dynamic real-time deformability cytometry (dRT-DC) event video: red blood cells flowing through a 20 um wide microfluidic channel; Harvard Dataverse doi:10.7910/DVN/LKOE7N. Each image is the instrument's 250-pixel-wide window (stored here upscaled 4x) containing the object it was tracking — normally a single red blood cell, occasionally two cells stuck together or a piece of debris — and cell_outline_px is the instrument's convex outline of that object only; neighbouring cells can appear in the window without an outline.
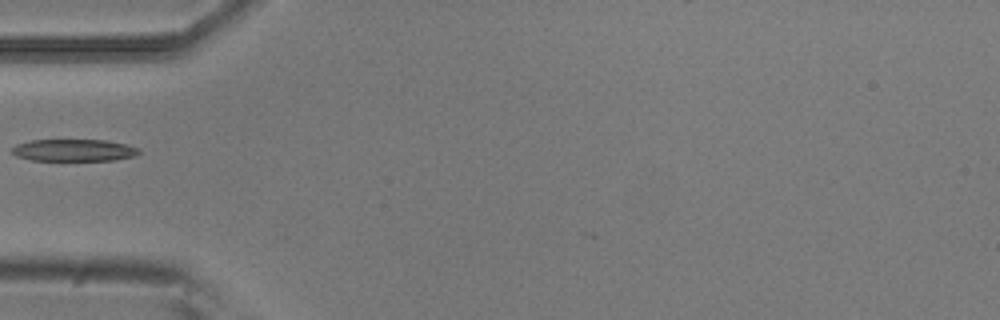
{"species": "common noctule bat (a hibernating species)", "species_latin": "Nyctalus noctula", "temperature_condition": "room temperature", "stored_images_in_passage": 3, "camera_frame_rate_fps": 3000, "um_per_image_px": 0.085, "animal": {"sex": "male", "body_mass_g": 20.5, "forearm_length_mm": 52.5}, "frame": {"image": 1, "passage_image": 2, "time_ms": 0.333, "image_size_px": [1000, 320], "cell_outline_px": [[140, 152], [132, 156], [116, 160], [32, 160], [16, 156], [12, 152], [12, 148], [16, 144], [32, 140], [104, 140], [124, 144], [136, 148]], "centroid_in_image_um": [6.23, 12.77], "position_along_channel_um": 78.8, "area_um2": 16.01}}
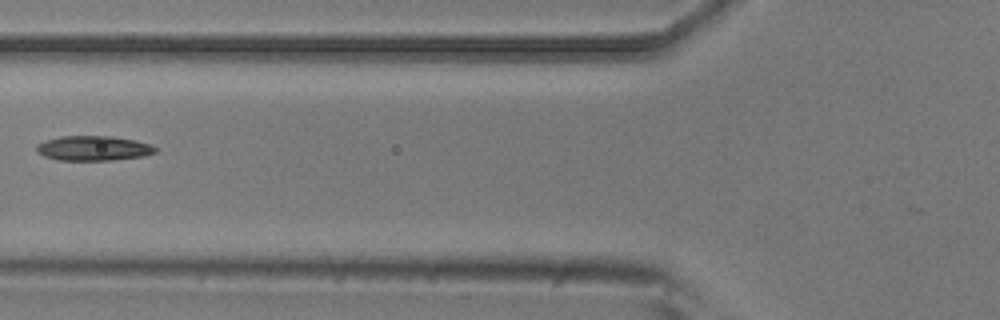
{"frame": {"image": 2, "passage_image": 3, "time_ms": 0.667, "image_size_px": [1000, 320], "cell_outline_px": [[156, 152], [144, 156], [112, 160], [60, 160], [44, 156], [36, 152], [36, 144], [44, 140], [60, 136], [112, 136], [136, 140], [152, 144], [156, 148]], "centroid_in_image_um": [7.93, 12.59], "position_along_channel_um": 117.9, "area_um2": 17.34}}